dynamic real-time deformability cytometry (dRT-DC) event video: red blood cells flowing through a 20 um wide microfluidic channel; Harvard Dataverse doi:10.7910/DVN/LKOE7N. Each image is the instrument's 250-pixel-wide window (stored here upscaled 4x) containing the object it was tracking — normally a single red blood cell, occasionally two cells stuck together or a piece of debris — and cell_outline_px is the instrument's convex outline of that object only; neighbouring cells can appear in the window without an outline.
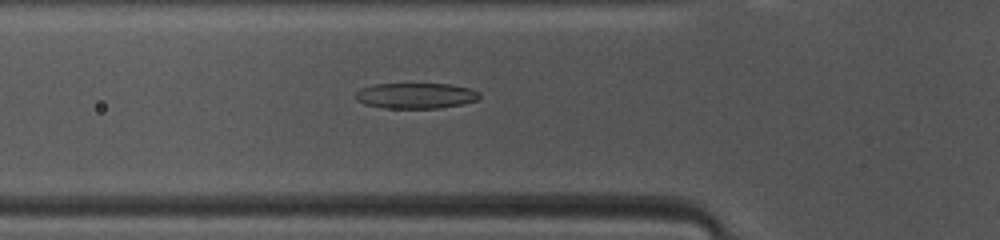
{"species": "common noctule bat (a hibernating species)", "species_latin": "Nyctalus noctula", "temperature_condition": "warm", "stored_images_in_passage": 36, "camera_frame_rate_fps": 3000, "um_per_image_px": 0.085, "animal": {"sex": "female", "body_mass_g": 10.0, "forearm_length_mm": 53.1}, "frame": {"image": 1, "passage_image": 8, "time_ms": 2.333, "image_size_px": [1000, 240], "cell_outline_px": [[480, 96], [476, 100], [460, 104], [440, 108], [384, 108], [364, 104], [356, 100], [356, 92], [360, 88], [376, 84], [448, 84], [472, 88], [480, 92]], "centroid_in_image_um": [35.33, 8.13], "position_along_channel_um": 90.5, "area_um2": 18.5}}
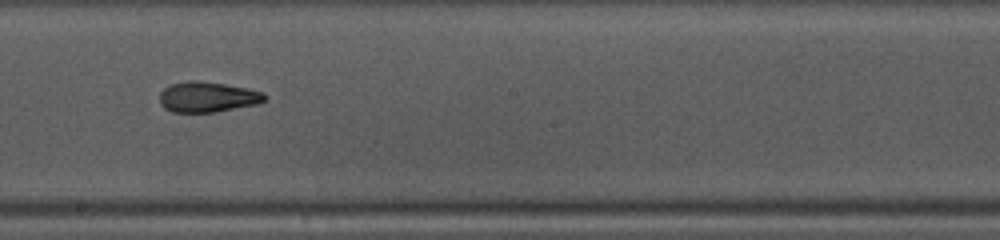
{"frame": {"image": 2, "passage_image": 18, "time_ms": 5.667, "image_size_px": [1000, 240], "cell_outline_px": [[268, 96], [260, 104], [216, 112], [172, 112], [164, 108], [160, 104], [160, 92], [164, 88], [172, 84], [188, 80], [196, 80], [224, 84], [248, 88], [264, 92]], "centroid_in_image_um": [17.67, 8.25], "position_along_channel_um": 230.5, "area_um2": 18.84}}
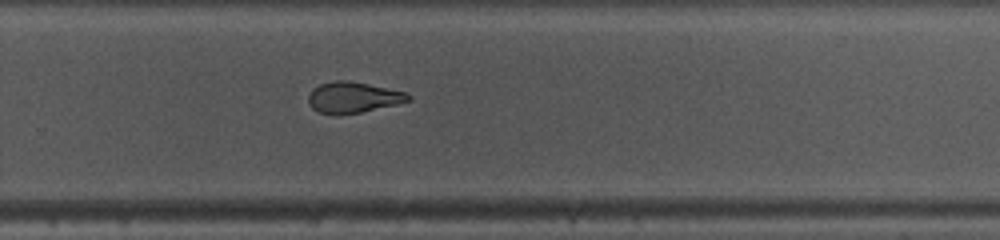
{"frame": {"image": 3, "passage_image": 23, "time_ms": 7.333, "image_size_px": [1000, 240], "cell_outline_px": [[412, 100], [396, 104], [360, 112], [336, 116], [320, 112], [312, 108], [308, 100], [308, 96], [312, 88], [320, 84], [332, 80], [348, 80], [408, 92], [412, 96]], "centroid_in_image_um": [30.01, 8.27], "position_along_channel_um": 299.8, "area_um2": 18.21}, "authors_computed_cell_mechanics": {"area_um2": 18.9006, "velocity_mm_per_s": 4.1717, "shape_relaxation_time_tau1_ms": 6.9339, "shape_relaxation_time_tau2_ms": 3.5409, "deformation_change_tau1": 0.2461, "deformation_change_tau2": 0.1246}}